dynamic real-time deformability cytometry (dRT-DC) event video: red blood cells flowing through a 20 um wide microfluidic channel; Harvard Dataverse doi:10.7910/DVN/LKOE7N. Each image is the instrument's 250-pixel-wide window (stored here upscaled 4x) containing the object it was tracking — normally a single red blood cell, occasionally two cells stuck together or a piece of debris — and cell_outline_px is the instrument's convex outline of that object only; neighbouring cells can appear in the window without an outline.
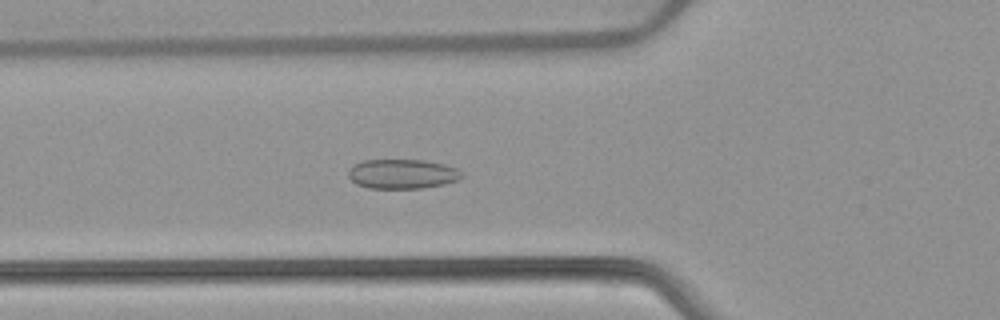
{"species": "common noctule bat (a hibernating species)", "species_latin": "Nyctalus noctula", "temperature_condition": "warm", "stored_images_in_passage": 52, "camera_frame_rate_fps": 3000, "um_per_image_px": 0.085, "animal": {"sex": "female", "body_mass_g": 22.7, "forearm_length_mm": 54.2}, "frame": {"image": 1, "passage_image": 18, "time_ms": 5.667, "image_size_px": [1000, 320], "cell_outline_px": [[464, 176], [456, 180], [444, 184], [424, 188], [368, 188], [356, 184], [348, 176], [348, 168], [352, 164], [364, 160], [424, 160], [444, 164], [456, 168]], "centroid_in_image_um": [34.15, 14.78], "position_along_channel_um": 91.6, "area_um2": 19.59}}
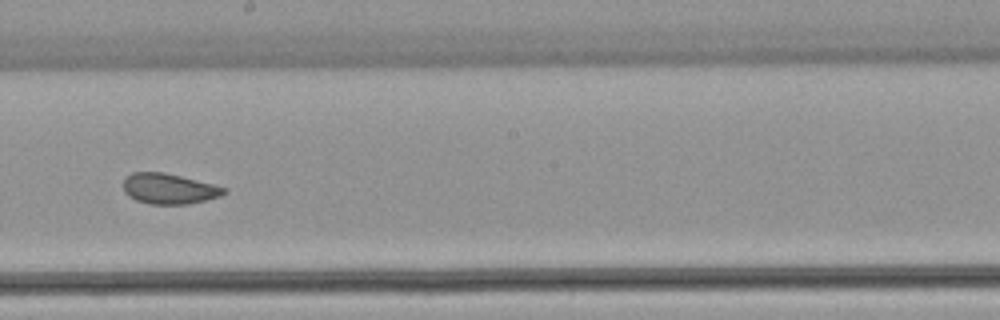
{"frame": {"image": 2, "passage_image": 29, "time_ms": 9.333, "image_size_px": [1000, 320], "cell_outline_px": [[228, 192], [220, 196], [188, 204], [148, 204], [136, 200], [128, 196], [124, 192], [124, 180], [132, 172], [164, 172], [216, 184], [228, 188]], "centroid_in_image_um": [14.4, 16.04], "position_along_channel_um": 233.8, "area_um2": 18.03}}
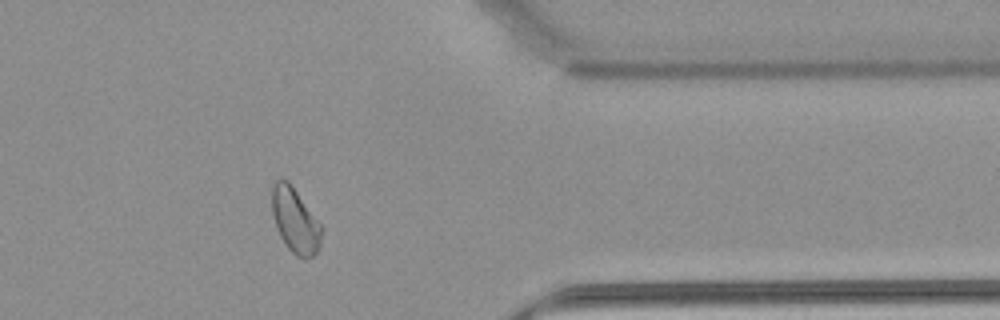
{"frame": {"image": 3, "passage_image": 42, "time_ms": 13.667, "image_size_px": [1000, 320], "cell_outline_px": [[324, 228], [320, 248], [312, 256], [304, 260], [296, 256], [288, 248], [280, 236], [276, 228], [272, 212], [272, 184], [276, 180], [288, 180]], "centroid_in_image_um": [25.11, 18.77], "position_along_channel_um": 386.3, "area_um2": 18.96}, "authors_computed_cell_mechanics": {"area_um2": 19.7098, "velocity_mm_per_s": 3.8764, "shape_relaxation_time_tau1_ms": null, "shape_relaxation_time_tau2_ms": 1.1559, "deformation_change_tau1": null, "deformation_change_tau2": 0.0613}}